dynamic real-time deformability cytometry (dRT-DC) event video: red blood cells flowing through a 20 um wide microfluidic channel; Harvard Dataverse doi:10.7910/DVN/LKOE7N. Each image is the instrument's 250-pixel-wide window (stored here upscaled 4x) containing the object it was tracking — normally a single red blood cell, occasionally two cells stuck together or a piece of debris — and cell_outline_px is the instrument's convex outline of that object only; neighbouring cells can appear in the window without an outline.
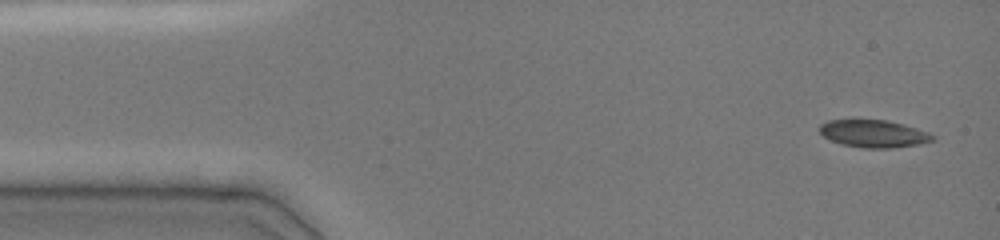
{"species": "common noctule bat (a hibernating species)", "species_latin": "Nyctalus noctula", "temperature_condition": "cold", "stored_images_in_passage": 24, "camera_frame_rate_fps": 3000, "um_per_image_px": 0.085, "animal": {"sex": "female", "body_mass_g": 19.0, "forearm_length_mm": 51.5}, "frame": {"image": 1, "passage_image": 1, "time_ms": 0.0, "image_size_px": [1000, 240], "cell_outline_px": [[936, 140], [920, 144], [892, 148], [864, 148], [844, 144], [832, 140], [824, 136], [820, 132], [820, 124], [828, 120], [888, 120], [904, 124], [928, 132], [936, 136]], "centroid_in_image_um": [74.32, 11.36], "position_along_channel_um": 10.7, "area_um2": 18.03}}
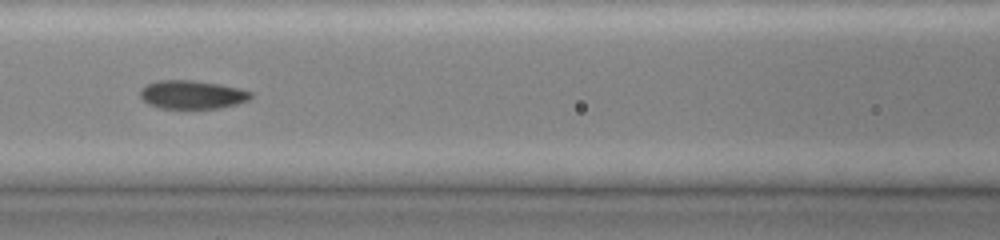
{"frame": {"image": 2, "passage_image": 12, "time_ms": 6.0, "image_size_px": [1000, 240], "cell_outline_px": [[252, 96], [248, 100], [236, 104], [216, 108], [160, 108], [148, 104], [140, 96], [140, 88], [156, 80], [192, 80], [220, 84], [252, 92]], "centroid_in_image_um": [16.29, 8.04], "position_along_channel_um": 150.3, "area_um2": 18.21}}
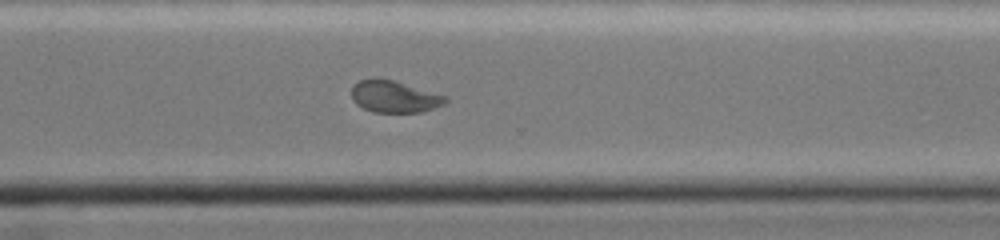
{"frame": {"image": 3, "passage_image": 24, "time_ms": 10.667, "image_size_px": [1000, 240], "cell_outline_px": [[448, 100], [444, 104], [420, 112], [372, 112], [356, 104], [352, 100], [352, 84], [360, 80], [372, 76], [380, 76], [444, 96]], "centroid_in_image_um": [33.42, 8.18], "position_along_channel_um": 337.2, "area_um2": 17.46}}